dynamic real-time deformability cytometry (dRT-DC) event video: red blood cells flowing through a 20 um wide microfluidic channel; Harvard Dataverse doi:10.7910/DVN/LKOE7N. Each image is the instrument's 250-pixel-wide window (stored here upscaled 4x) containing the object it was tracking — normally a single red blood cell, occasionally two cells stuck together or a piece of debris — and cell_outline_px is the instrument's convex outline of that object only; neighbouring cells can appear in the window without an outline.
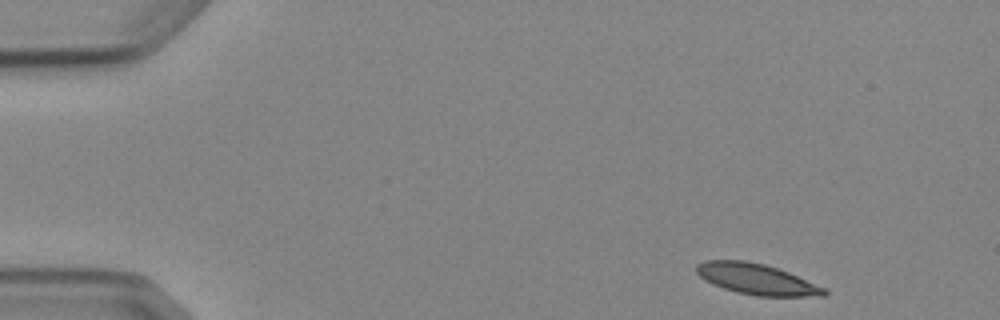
{"species": "Egyptian fruit bat (a non-hibernating species)", "species_latin": "Rousettus aegyptiacus", "temperature_condition": "cold", "stored_images_in_passage": 5, "camera_frame_rate_fps": 3000, "um_per_image_px": 0.085, "animal": {"sex": "female"}, "frame": {"image": 1, "passage_image": 1, "time_ms": 0.0, "image_size_px": [1000, 320], "cell_outline_px": [[828, 292], [824, 296], [756, 296], [736, 292], [712, 284], [704, 280], [696, 272], [696, 264], [704, 260], [744, 260], [764, 264], [788, 272], [828, 288]], "centroid_in_image_um": [64.32, 23.73], "position_along_channel_um": 20.7, "area_um2": 23.06}}
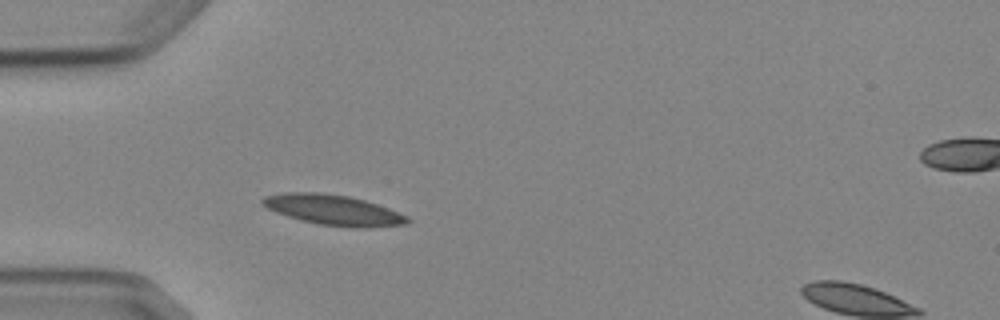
{"frame": {"image": 2, "passage_image": 4, "time_ms": 3.333, "image_size_px": [1000, 320], "cell_outline_px": [[412, 220], [408, 224], [368, 228], [352, 228], [320, 224], [300, 220], [276, 212], [260, 204], [260, 200], [264, 196], [284, 192], [316, 192], [348, 196], [364, 200], [388, 208], [408, 216]], "centroid_in_image_um": [28.34, 17.85], "position_along_channel_um": 56.7, "area_um2": 25.72}}